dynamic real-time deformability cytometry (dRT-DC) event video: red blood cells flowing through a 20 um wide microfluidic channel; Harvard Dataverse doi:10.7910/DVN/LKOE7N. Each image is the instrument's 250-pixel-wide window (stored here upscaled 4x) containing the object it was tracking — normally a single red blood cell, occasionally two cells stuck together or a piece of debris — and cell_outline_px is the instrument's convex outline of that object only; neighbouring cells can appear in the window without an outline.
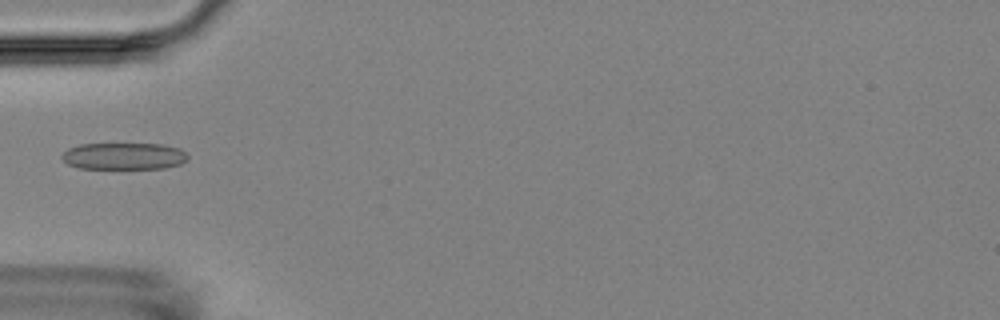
{"species": "Egyptian fruit bat (a non-hibernating species)", "species_latin": "Rousettus aegyptiacus", "temperature_condition": "room temperature", "stored_images_in_passage": 6, "camera_frame_rate_fps": 3000, "um_per_image_px": 0.085, "animal": {"sex": "female"}, "frame": {"image": 1, "passage_image": 6, "time_ms": 5.667, "image_size_px": [1000, 320], "cell_outline_px": [[188, 160], [180, 164], [164, 168], [80, 168], [68, 164], [60, 156], [68, 148], [80, 144], [160, 144], [180, 148], [188, 156]], "centroid_in_image_um": [10.54, 13.26], "position_along_channel_um": 74.5, "area_um2": 19.59}}